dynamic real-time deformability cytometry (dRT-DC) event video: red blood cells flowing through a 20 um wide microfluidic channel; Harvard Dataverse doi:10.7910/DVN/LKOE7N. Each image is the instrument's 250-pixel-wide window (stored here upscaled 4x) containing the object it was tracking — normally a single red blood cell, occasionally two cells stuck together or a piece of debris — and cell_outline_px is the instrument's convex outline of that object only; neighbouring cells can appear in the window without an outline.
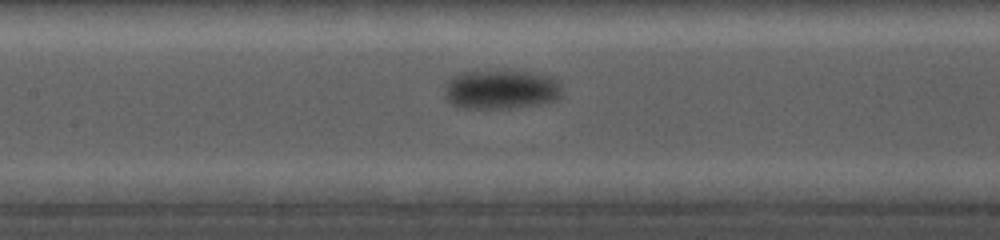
{"species": "common noctule bat (a hibernating species)", "species_latin": "Nyctalus noctula", "temperature_condition": "cold", "stored_images_in_passage": 15, "camera_frame_rate_fps": 5000, "um_per_image_px": 0.085, "animal": {"sex": "female", "body_mass_g": 19.0, "forearm_length_mm": 56.7}, "frame": {"image": 1, "passage_image": 11, "time_ms": 6.4, "image_size_px": [1000, 240], "cell_outline_px": [[564, 96], [556, 100], [540, 104], [508, 108], [464, 108], [452, 104], [444, 96], [448, 80], [452, 76], [460, 72], [488, 68], [508, 68], [552, 76], [560, 80], [564, 92]], "centroid_in_image_um": [42.65, 7.54], "position_along_channel_um": 164.8, "area_um2": 28.32}}
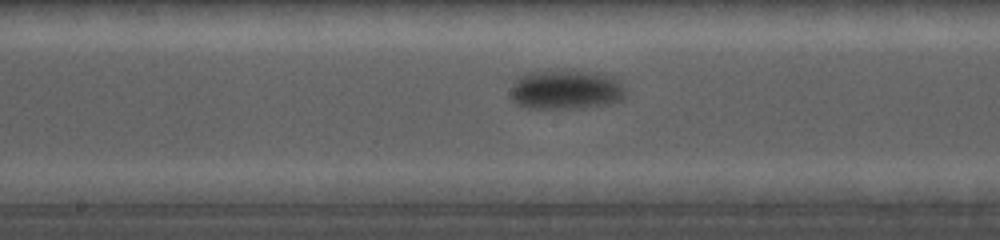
{"frame": {"image": 2, "passage_image": 13, "time_ms": 7.4, "image_size_px": [1000, 240], "cell_outline_px": [[624, 96], [620, 100], [608, 104], [580, 108], [528, 108], [516, 104], [508, 96], [512, 84], [516, 76], [528, 72], [600, 72], [612, 76], [620, 80], [624, 88]], "centroid_in_image_um": [48.06, 7.63], "position_along_channel_um": 200.1, "area_um2": 26.53}}